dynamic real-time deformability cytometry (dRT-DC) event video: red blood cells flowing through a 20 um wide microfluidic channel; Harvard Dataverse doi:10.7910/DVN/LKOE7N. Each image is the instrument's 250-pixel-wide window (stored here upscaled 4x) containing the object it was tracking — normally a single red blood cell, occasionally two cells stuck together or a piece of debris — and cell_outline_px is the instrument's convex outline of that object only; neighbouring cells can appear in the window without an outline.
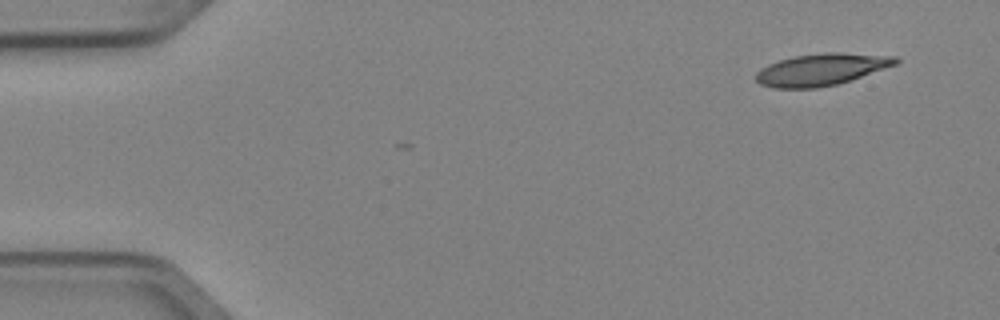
{"species": "Egyptian fruit bat (a non-hibernating species)", "species_latin": "Rousettus aegyptiacus", "temperature_condition": "cold", "stored_images_in_passage": 4, "camera_frame_rate_fps": 3000, "um_per_image_px": 0.085, "animal": {"sex": "female"}, "frame": {"image": 1, "passage_image": 1, "time_ms": 0.0, "image_size_px": [1000, 320], "cell_outline_px": [[900, 60], [896, 64], [836, 84], [816, 88], [776, 88], [760, 84], [756, 80], [756, 72], [760, 68], [768, 64], [792, 56], [824, 52], [840, 52], [896, 56]], "centroid_in_image_um": [69.78, 5.89], "position_along_channel_um": 15.2, "area_um2": 25.78}}
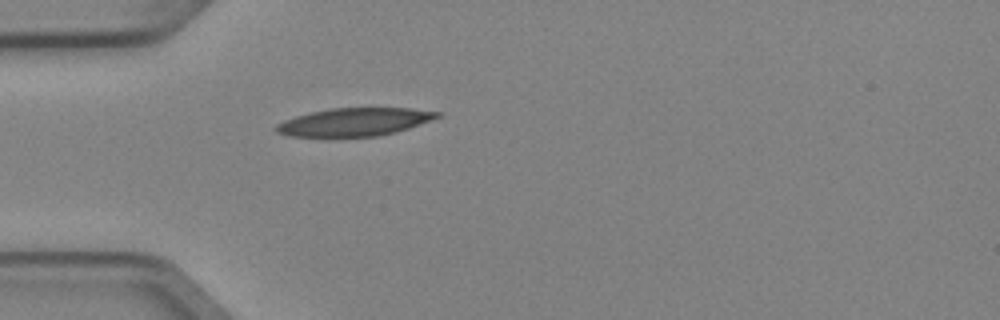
{"frame": {"image": 2, "passage_image": 4, "time_ms": 1.0, "image_size_px": [1000, 320], "cell_outline_px": [[444, 112], [440, 116], [432, 120], [396, 132], [376, 136], [288, 136], [276, 132], [276, 124], [284, 120], [296, 116], [312, 112], [332, 108], [412, 108]], "centroid_in_image_um": [30.17, 10.36], "position_along_channel_um": 54.8, "area_um2": 26.13}}